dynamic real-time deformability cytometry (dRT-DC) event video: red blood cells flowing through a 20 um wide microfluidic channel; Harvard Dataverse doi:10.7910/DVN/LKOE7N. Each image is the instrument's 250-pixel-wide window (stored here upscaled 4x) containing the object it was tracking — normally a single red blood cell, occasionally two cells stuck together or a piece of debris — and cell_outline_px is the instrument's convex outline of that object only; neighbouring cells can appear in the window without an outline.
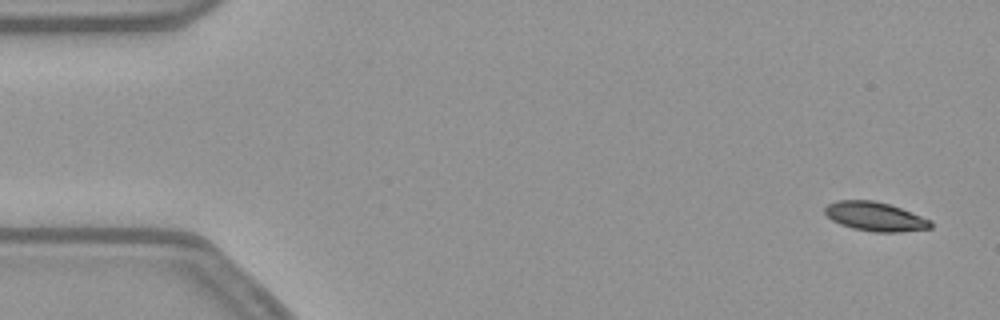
{"species": "common noctule bat (a hibernating species)", "species_latin": "Nyctalus noctula", "temperature_condition": "warm", "stored_images_in_passage": 53, "camera_frame_rate_fps": 3000, "um_per_image_px": 0.085, "animal": {"sex": "female", "body_mass_g": 21.9}, "frame": {"image": 1, "passage_image": 1, "time_ms": 0.0, "image_size_px": [1000, 320], "cell_outline_px": [[932, 228], [900, 232], [876, 232], [852, 228], [840, 224], [832, 220], [824, 212], [824, 208], [828, 204], [836, 200], [872, 200], [888, 204], [900, 208], [932, 220]], "centroid_in_image_um": [74.39, 18.41], "position_along_channel_um": 10.6, "area_um2": 17.86}}
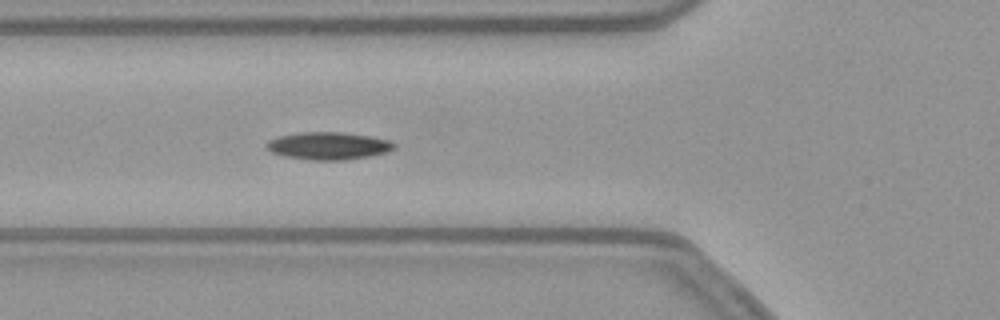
{"frame": {"image": 2, "passage_image": 18, "time_ms": 5.667, "image_size_px": [1000, 320], "cell_outline_px": [[396, 148], [388, 152], [368, 156], [344, 160], [308, 160], [284, 156], [272, 152], [264, 148], [264, 144], [268, 140], [276, 136], [300, 132], [340, 132], [368, 136], [388, 140], [396, 144]], "centroid_in_image_um": [27.85, 12.39], "position_along_channel_um": 97.9, "area_um2": 20.63}}
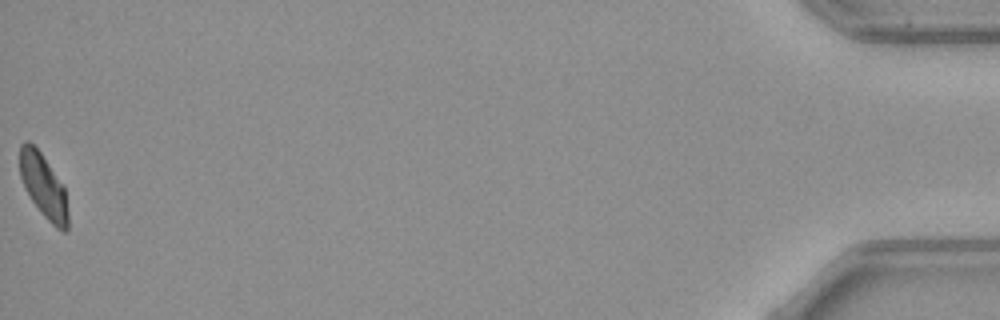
{"frame": {"image": 3, "passage_image": 53, "time_ms": 17.333, "image_size_px": [1000, 320], "cell_outline_px": [[68, 228], [64, 232], [56, 228], [44, 216], [32, 200], [24, 188], [20, 176], [20, 144], [24, 140], [28, 140], [40, 152], [64, 188], [68, 212]], "centroid_in_image_um": [3.68, 15.82], "position_along_channel_um": 431.5, "area_um2": 17.63}}